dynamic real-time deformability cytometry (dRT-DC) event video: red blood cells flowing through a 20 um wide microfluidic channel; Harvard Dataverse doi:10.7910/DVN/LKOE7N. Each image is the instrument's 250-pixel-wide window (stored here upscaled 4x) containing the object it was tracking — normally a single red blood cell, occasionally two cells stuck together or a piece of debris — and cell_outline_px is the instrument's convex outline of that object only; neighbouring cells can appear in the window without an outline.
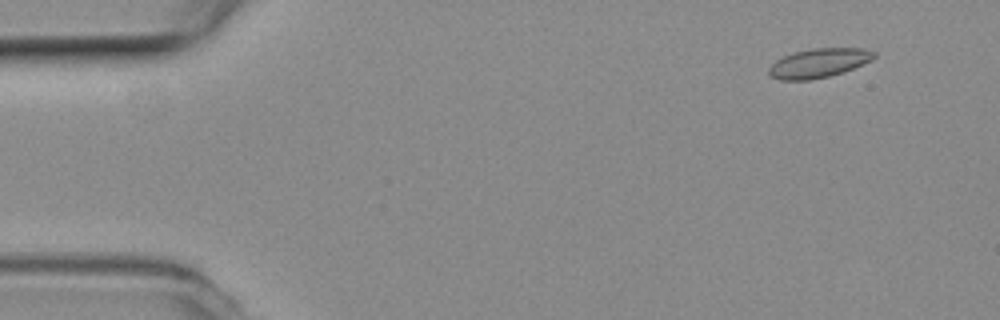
{"species": "common noctule bat (a hibernating species)", "species_latin": "Nyctalus noctula", "temperature_condition": "room temperature", "stored_images_in_passage": 17, "camera_frame_rate_fps": 3000, "um_per_image_px": 0.085, "animal": {"sex": "female", "body_mass_g": 19.3, "forearm_length_mm": 54.1}, "frame": {"image": 1, "passage_image": 2, "time_ms": 0.333, "image_size_px": [1000, 320], "cell_outline_px": [[876, 56], [872, 60], [852, 68], [828, 76], [808, 80], [780, 80], [772, 76], [768, 72], [768, 68], [776, 60], [792, 52], [812, 48], [864, 48], [876, 52]], "centroid_in_image_um": [69.58, 5.34], "position_along_channel_um": 15.4, "area_um2": 17.74}}
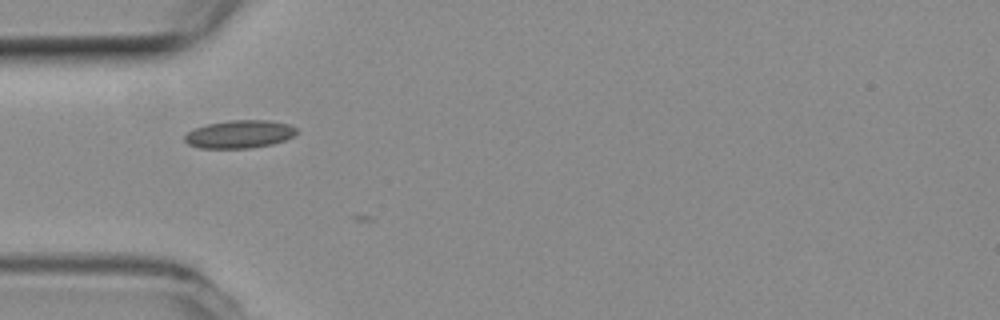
{"frame": {"image": 2, "passage_image": 14, "time_ms": 4.333, "image_size_px": [1000, 320], "cell_outline_px": [[296, 132], [292, 136], [284, 140], [272, 144], [248, 148], [200, 148], [188, 144], [184, 140], [184, 136], [188, 132], [196, 128], [208, 124], [228, 120], [268, 120], [288, 124], [296, 128]], "centroid_in_image_um": [20.34, 11.4], "position_along_channel_um": 64.7, "area_um2": 18.03}}